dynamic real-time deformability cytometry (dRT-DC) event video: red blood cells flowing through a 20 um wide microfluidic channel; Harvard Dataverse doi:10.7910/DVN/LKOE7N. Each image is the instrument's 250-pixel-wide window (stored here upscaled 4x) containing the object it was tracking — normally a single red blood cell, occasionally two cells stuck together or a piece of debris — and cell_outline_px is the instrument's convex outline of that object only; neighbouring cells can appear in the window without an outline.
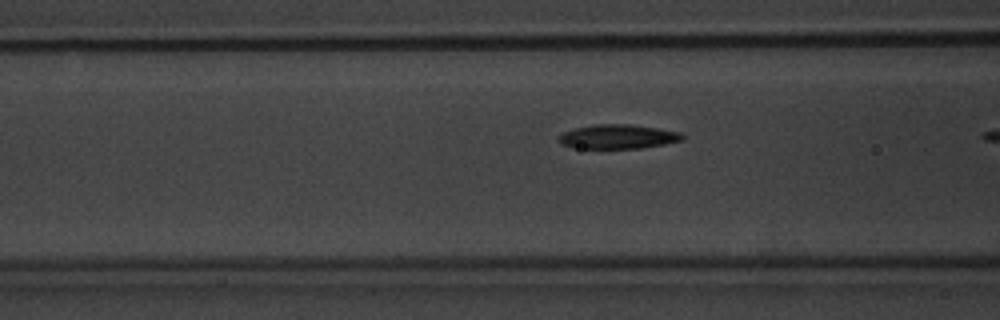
{"species": "common noctule bat (a hibernating species)", "species_latin": "Nyctalus noctula", "temperature_condition": "warm", "stored_images_in_passage": 7, "camera_frame_rate_fps": 3000, "um_per_image_px": 0.085, "animal": {"sex": "male", "body_mass_g": 20.1, "forearm_length_mm": 53.5}, "frame": {"image": 1, "passage_image": 5, "time_ms": 1.333, "image_size_px": [1000, 320], "cell_outline_px": [[684, 140], [664, 144], [640, 148], [580, 148], [560, 144], [556, 140], [556, 136], [564, 132], [576, 128], [592, 124], [628, 124], [656, 128], [680, 132], [684, 136]], "centroid_in_image_um": [52.49, 11.61], "position_along_channel_um": 114.1, "area_um2": 17.46}}